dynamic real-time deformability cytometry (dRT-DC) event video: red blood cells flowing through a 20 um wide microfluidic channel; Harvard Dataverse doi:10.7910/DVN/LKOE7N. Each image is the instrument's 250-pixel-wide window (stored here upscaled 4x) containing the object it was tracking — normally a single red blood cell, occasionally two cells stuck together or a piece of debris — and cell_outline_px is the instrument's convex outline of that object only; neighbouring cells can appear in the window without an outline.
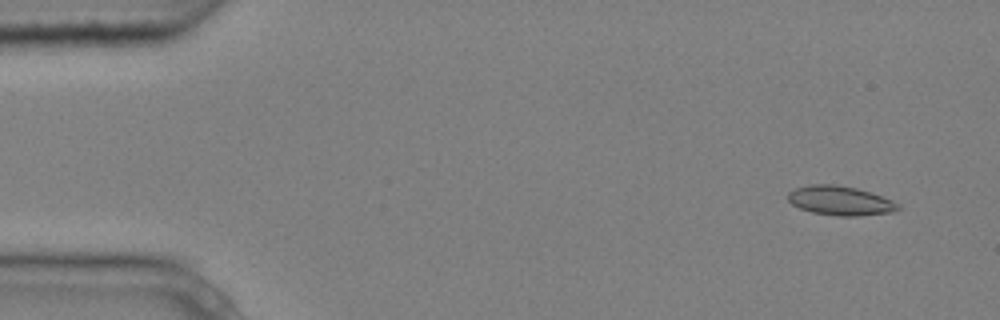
{"species": "common noctule bat (a hibernating species)", "species_latin": "Nyctalus noctula", "temperature_condition": "cold", "stored_images_in_passage": 6, "camera_frame_rate_fps": 3000, "um_per_image_px": 0.085, "animal": {"sex": "male", "body_mass_g": 20.4}, "frame": {"image": 1, "passage_image": 1, "time_ms": 0.0, "image_size_px": [1000, 320], "cell_outline_px": [[900, 208], [888, 212], [860, 216], [840, 216], [812, 212], [800, 208], [792, 204], [788, 200], [788, 192], [796, 188], [808, 184], [836, 184], [856, 188], [892, 200], [900, 204]], "centroid_in_image_um": [71.38, 17.05], "position_along_channel_um": 13.6, "area_um2": 18.61}}
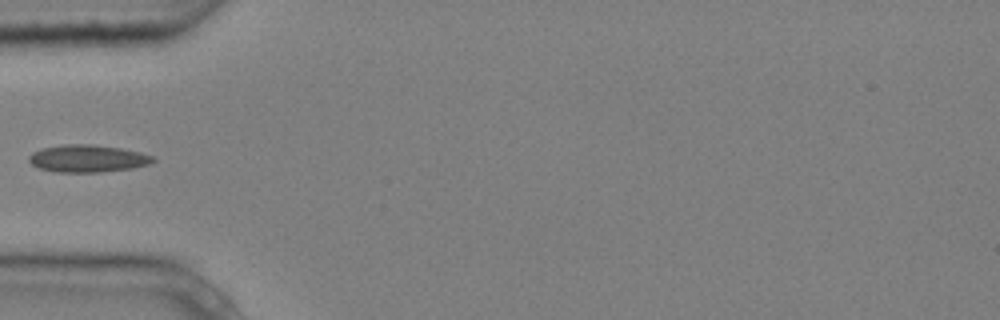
{"frame": {"image": 2, "passage_image": 5, "time_ms": 1.333, "image_size_px": [1000, 320], "cell_outline_px": [[156, 160], [148, 164], [132, 168], [100, 172], [56, 172], [40, 168], [32, 164], [28, 160], [28, 156], [32, 152], [40, 148], [64, 144], [92, 144], [120, 148], [140, 152], [152, 156]], "centroid_in_image_um": [7.41, 13.46], "position_along_channel_um": 77.6, "area_um2": 19.77}}
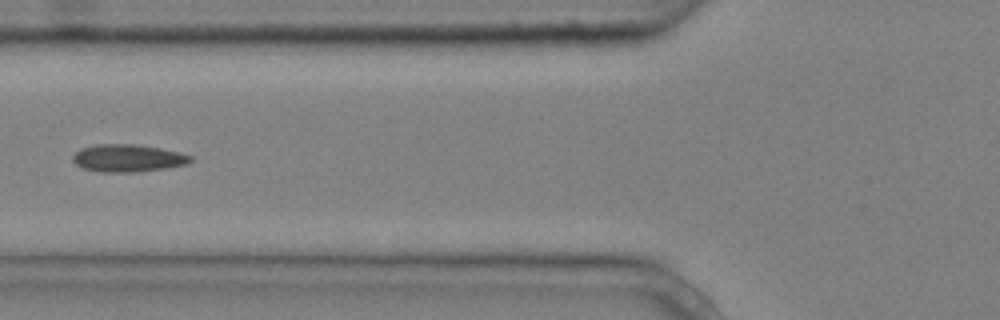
{"frame": {"image": 3, "passage_image": 6, "time_ms": 1.667, "image_size_px": [1000, 320], "cell_outline_px": [[192, 160], [188, 164], [164, 168], [136, 172], [100, 172], [84, 168], [76, 164], [72, 160], [72, 156], [80, 148], [96, 144], [132, 144], [160, 148], [192, 156]], "centroid_in_image_um": [10.83, 13.44], "position_along_channel_um": 115.0, "area_um2": 18.73}}